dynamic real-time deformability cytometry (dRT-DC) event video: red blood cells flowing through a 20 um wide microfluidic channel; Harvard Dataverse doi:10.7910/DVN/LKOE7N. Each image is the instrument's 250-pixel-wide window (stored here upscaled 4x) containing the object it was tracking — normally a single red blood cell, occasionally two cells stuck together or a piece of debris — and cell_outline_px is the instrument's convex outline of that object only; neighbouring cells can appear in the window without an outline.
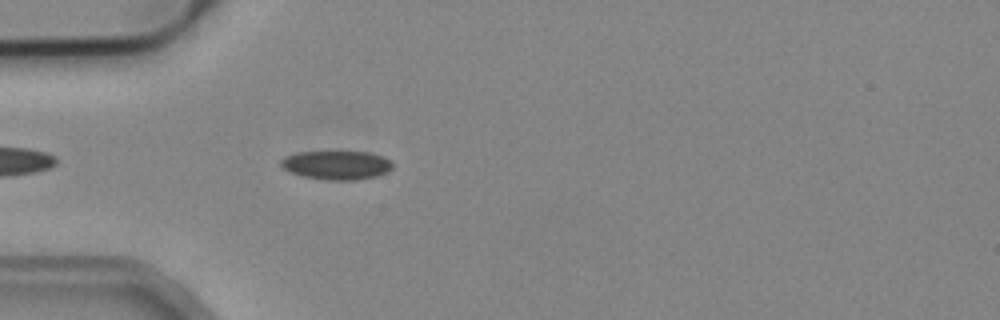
{"species": "common noctule bat (a hibernating species)", "species_latin": "Nyctalus noctula", "temperature_condition": "cold", "stored_images_in_passage": 3, "camera_frame_rate_fps": 3000, "um_per_image_px": 0.085, "animal": {"sex": "male", "body_mass_g": 19.2, "forearm_length_mm": 51.8}, "frame": {"image": 1, "passage_image": 3, "time_ms": 0.667, "image_size_px": [1000, 320], "cell_outline_px": [[392, 168], [388, 172], [376, 176], [352, 180], [328, 180], [304, 176], [288, 172], [280, 168], [280, 160], [284, 156], [296, 152], [368, 152], [384, 156], [392, 160]], "centroid_in_image_um": [28.58, 14.03], "position_along_channel_um": 56.4, "area_um2": 18.96}}